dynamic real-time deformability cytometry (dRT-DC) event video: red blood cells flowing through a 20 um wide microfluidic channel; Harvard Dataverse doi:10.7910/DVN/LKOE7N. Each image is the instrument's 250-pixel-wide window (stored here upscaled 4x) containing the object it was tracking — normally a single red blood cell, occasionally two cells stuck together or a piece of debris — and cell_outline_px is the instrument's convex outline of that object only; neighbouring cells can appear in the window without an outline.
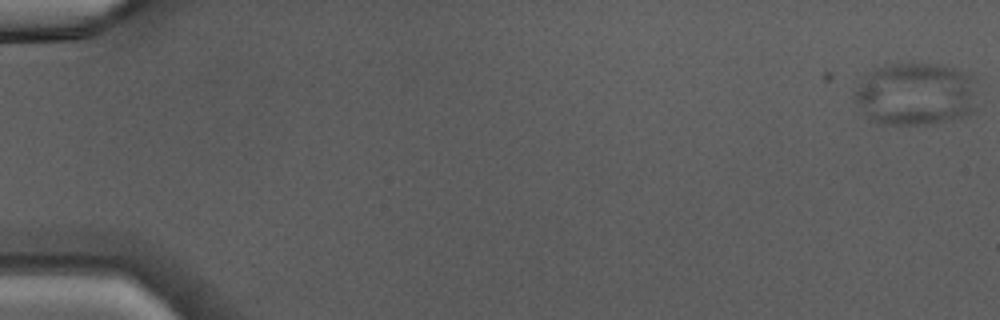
{"species": "Egyptian fruit bat (a non-hibernating species)", "species_latin": "Rousettus aegyptiacus", "temperature_condition": "warm", "stored_images_in_passage": 47, "camera_frame_rate_fps": 3000, "um_per_image_px": 0.085, "animal": {"sex": "male"}, "frame": {"image": 1, "passage_image": 1, "time_ms": 0.0, "image_size_px": [1000, 320], "cell_outline_px": [[976, 80], [972, 112], [964, 116], [932, 124], [880, 124], [872, 120], [864, 112], [852, 96], [852, 92], [856, 84], [872, 68], [888, 64], [940, 64], [976, 76]], "centroid_in_image_um": [77.79, 7.97], "position_along_channel_um": 7.2, "area_um2": 45.26}}
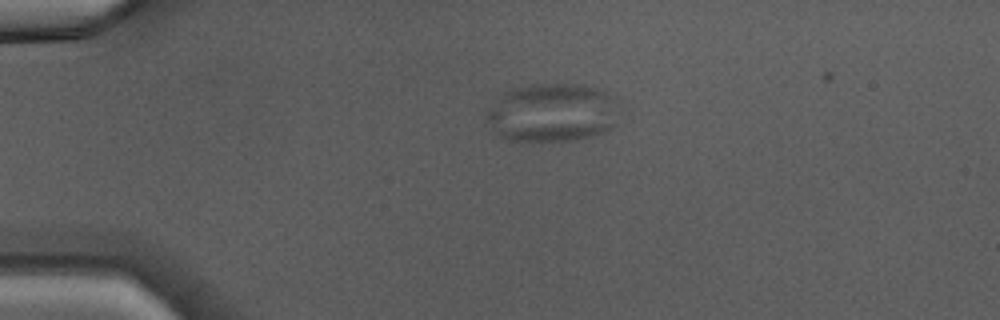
{"frame": {"image": 2, "passage_image": 12, "time_ms": 3.667, "image_size_px": [1000, 320], "cell_outline_px": [[620, 100], [616, 124], [612, 128], [604, 132], [572, 140], [508, 140], [492, 132], [484, 116], [496, 100], [504, 92], [516, 88], [536, 84], [576, 84], [604, 88], [616, 96]], "centroid_in_image_um": [47.01, 9.55], "position_along_channel_um": 38.0, "area_um2": 45.84}}
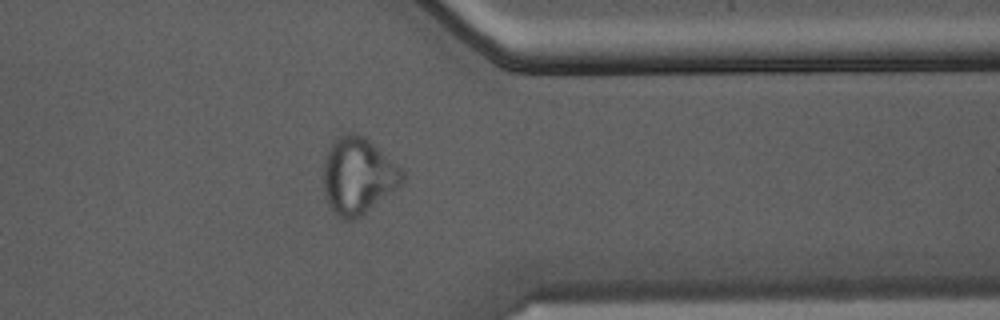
{"frame": {"image": 3, "passage_image": 38, "time_ms": 12.333, "image_size_px": [1000, 320], "cell_outline_px": [[404, 184], [400, 188], [360, 216], [352, 220], [344, 220], [336, 216], [332, 212], [324, 196], [324, 160], [328, 148], [332, 140], [344, 132], [356, 132], [364, 136], [404, 168]], "centroid_in_image_um": [30.46, 14.93], "position_along_channel_um": 380.9, "area_um2": 36.13}}